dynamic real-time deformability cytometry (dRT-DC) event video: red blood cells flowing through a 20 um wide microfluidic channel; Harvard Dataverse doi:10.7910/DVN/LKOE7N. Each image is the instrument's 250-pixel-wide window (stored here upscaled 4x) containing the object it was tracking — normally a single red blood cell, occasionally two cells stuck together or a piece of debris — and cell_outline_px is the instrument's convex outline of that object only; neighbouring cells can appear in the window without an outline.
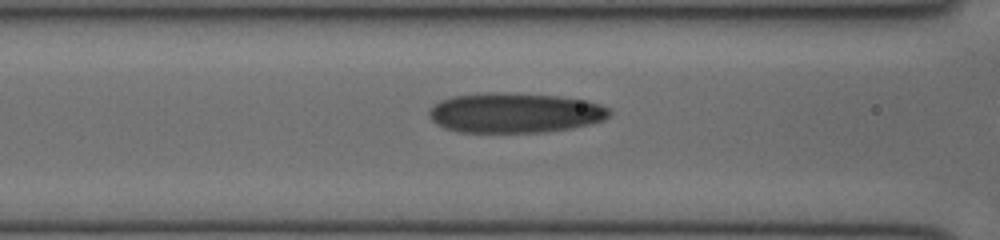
{"species": "human", "species_latin": "Homo sapiens", "temperature_condition": "cold", "stored_images_in_passage": 12, "camera_frame_rate_fps": 3000, "um_per_image_px": 0.085, "donor": {"sex": "female"}, "frame": {"image": 1, "passage_image": 10, "time_ms": 3.0, "image_size_px": [1000, 240], "cell_outline_px": [[612, 112], [604, 120], [572, 128], [544, 132], [460, 132], [444, 128], [436, 124], [428, 116], [428, 108], [432, 104], [440, 100], [452, 96], [488, 92], [504, 92], [560, 96], [588, 100], [612, 108]], "centroid_in_image_um": [43.75, 9.58], "position_along_channel_um": 122.8, "area_um2": 42.6}}